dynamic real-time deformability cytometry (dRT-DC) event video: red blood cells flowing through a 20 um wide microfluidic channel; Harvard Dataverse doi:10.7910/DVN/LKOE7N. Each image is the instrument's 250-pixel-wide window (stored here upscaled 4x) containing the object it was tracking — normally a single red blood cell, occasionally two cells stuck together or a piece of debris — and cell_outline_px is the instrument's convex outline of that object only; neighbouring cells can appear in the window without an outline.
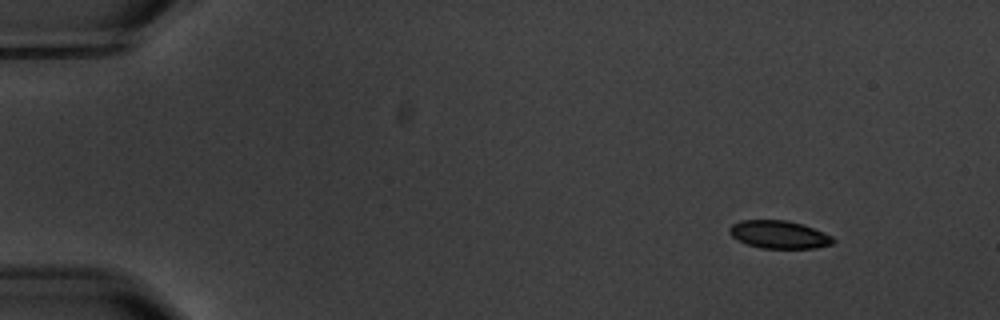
{"species": "common noctule bat (a hibernating species)", "species_latin": "Nyctalus noctula", "temperature_condition": "warm", "stored_images_in_passage": 4, "camera_frame_rate_fps": 3000, "um_per_image_px": 0.085, "animal": {"sex": "male", "body_mass_g": 20.1, "forearm_length_mm": 53.5}, "frame": {"image": 1, "passage_image": 1, "time_ms": 0.0, "image_size_px": [1000, 320], "cell_outline_px": [[836, 240], [832, 244], [812, 248], [760, 248], [748, 244], [732, 236], [728, 232], [728, 228], [732, 224], [740, 220], [788, 220], [804, 224], [832, 236]], "centroid_in_image_um": [66.22, 19.92], "position_along_channel_um": 18.8, "area_um2": 16.82}}
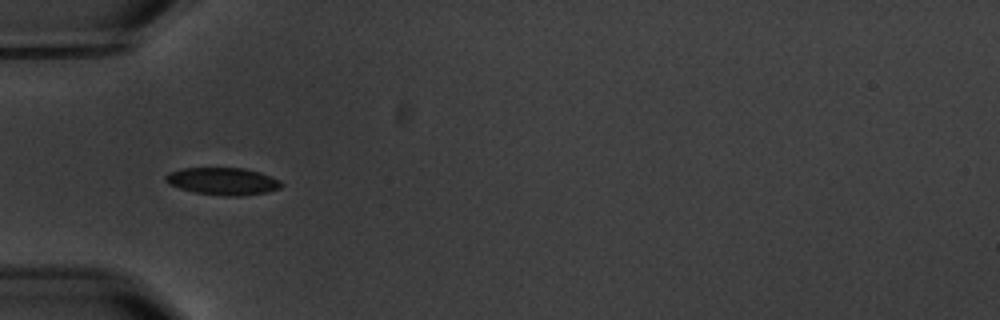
{"frame": {"image": 2, "passage_image": 4, "time_ms": 4.333, "image_size_px": [1000, 320], "cell_outline_px": [[284, 184], [280, 188], [268, 192], [240, 196], [224, 196], [192, 192], [168, 184], [164, 180], [164, 176], [168, 172], [184, 168], [244, 168], [260, 172], [280, 180]], "centroid_in_image_um": [18.93, 15.41], "position_along_channel_um": 66.1, "area_um2": 18.61}}